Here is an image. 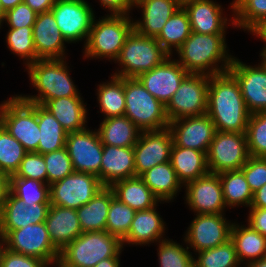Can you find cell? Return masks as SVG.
<instances>
[{
	"label": "cell",
	"mask_w": 266,
	"mask_h": 267,
	"mask_svg": "<svg viewBox=\"0 0 266 267\" xmlns=\"http://www.w3.org/2000/svg\"><path fill=\"white\" fill-rule=\"evenodd\" d=\"M206 114L216 130L246 133L250 112L238 81L229 71L209 76Z\"/></svg>",
	"instance_id": "cell-1"
},
{
	"label": "cell",
	"mask_w": 266,
	"mask_h": 267,
	"mask_svg": "<svg viewBox=\"0 0 266 267\" xmlns=\"http://www.w3.org/2000/svg\"><path fill=\"white\" fill-rule=\"evenodd\" d=\"M226 35L191 32L172 56L189 74L211 76L227 72L234 55L229 52Z\"/></svg>",
	"instance_id": "cell-2"
},
{
	"label": "cell",
	"mask_w": 266,
	"mask_h": 267,
	"mask_svg": "<svg viewBox=\"0 0 266 267\" xmlns=\"http://www.w3.org/2000/svg\"><path fill=\"white\" fill-rule=\"evenodd\" d=\"M68 58L39 59L28 65L29 85L38 92L34 95L17 94L27 103L44 105L48 100L61 97L82 96L70 74Z\"/></svg>",
	"instance_id": "cell-3"
},
{
	"label": "cell",
	"mask_w": 266,
	"mask_h": 267,
	"mask_svg": "<svg viewBox=\"0 0 266 267\" xmlns=\"http://www.w3.org/2000/svg\"><path fill=\"white\" fill-rule=\"evenodd\" d=\"M95 16L86 44L83 59H101L115 62L126 37L134 29L132 14Z\"/></svg>",
	"instance_id": "cell-4"
},
{
	"label": "cell",
	"mask_w": 266,
	"mask_h": 267,
	"mask_svg": "<svg viewBox=\"0 0 266 267\" xmlns=\"http://www.w3.org/2000/svg\"><path fill=\"white\" fill-rule=\"evenodd\" d=\"M170 55L154 37L140 35L135 29L126 37L115 64L119 67L111 75L136 78L161 64Z\"/></svg>",
	"instance_id": "cell-5"
},
{
	"label": "cell",
	"mask_w": 266,
	"mask_h": 267,
	"mask_svg": "<svg viewBox=\"0 0 266 267\" xmlns=\"http://www.w3.org/2000/svg\"><path fill=\"white\" fill-rule=\"evenodd\" d=\"M122 249V241L107 231L85 232L60 251L59 259L70 267H94Z\"/></svg>",
	"instance_id": "cell-6"
},
{
	"label": "cell",
	"mask_w": 266,
	"mask_h": 267,
	"mask_svg": "<svg viewBox=\"0 0 266 267\" xmlns=\"http://www.w3.org/2000/svg\"><path fill=\"white\" fill-rule=\"evenodd\" d=\"M125 116L142 132L168 128L165 105L151 95L138 78H124Z\"/></svg>",
	"instance_id": "cell-7"
},
{
	"label": "cell",
	"mask_w": 266,
	"mask_h": 267,
	"mask_svg": "<svg viewBox=\"0 0 266 267\" xmlns=\"http://www.w3.org/2000/svg\"><path fill=\"white\" fill-rule=\"evenodd\" d=\"M0 124L27 152L38 153L37 104L27 103L17 94L11 95L0 103Z\"/></svg>",
	"instance_id": "cell-8"
},
{
	"label": "cell",
	"mask_w": 266,
	"mask_h": 267,
	"mask_svg": "<svg viewBox=\"0 0 266 267\" xmlns=\"http://www.w3.org/2000/svg\"><path fill=\"white\" fill-rule=\"evenodd\" d=\"M209 76L188 74L165 106L169 122L206 114Z\"/></svg>",
	"instance_id": "cell-9"
},
{
	"label": "cell",
	"mask_w": 266,
	"mask_h": 267,
	"mask_svg": "<svg viewBox=\"0 0 266 267\" xmlns=\"http://www.w3.org/2000/svg\"><path fill=\"white\" fill-rule=\"evenodd\" d=\"M206 156L209 173L240 170L250 157L246 133L217 130Z\"/></svg>",
	"instance_id": "cell-10"
},
{
	"label": "cell",
	"mask_w": 266,
	"mask_h": 267,
	"mask_svg": "<svg viewBox=\"0 0 266 267\" xmlns=\"http://www.w3.org/2000/svg\"><path fill=\"white\" fill-rule=\"evenodd\" d=\"M92 3L86 0H56L51 8L62 36L69 44L87 42L96 16Z\"/></svg>",
	"instance_id": "cell-11"
},
{
	"label": "cell",
	"mask_w": 266,
	"mask_h": 267,
	"mask_svg": "<svg viewBox=\"0 0 266 267\" xmlns=\"http://www.w3.org/2000/svg\"><path fill=\"white\" fill-rule=\"evenodd\" d=\"M194 215L183 234V241L193 254L215 248L230 239L233 221L227 219L226 213Z\"/></svg>",
	"instance_id": "cell-12"
},
{
	"label": "cell",
	"mask_w": 266,
	"mask_h": 267,
	"mask_svg": "<svg viewBox=\"0 0 266 267\" xmlns=\"http://www.w3.org/2000/svg\"><path fill=\"white\" fill-rule=\"evenodd\" d=\"M104 187L97 176L74 171L50 185V205L77 210Z\"/></svg>",
	"instance_id": "cell-13"
},
{
	"label": "cell",
	"mask_w": 266,
	"mask_h": 267,
	"mask_svg": "<svg viewBox=\"0 0 266 267\" xmlns=\"http://www.w3.org/2000/svg\"><path fill=\"white\" fill-rule=\"evenodd\" d=\"M6 247L12 252L36 257L51 264L60 251L53 245L45 222L29 224L5 235Z\"/></svg>",
	"instance_id": "cell-14"
},
{
	"label": "cell",
	"mask_w": 266,
	"mask_h": 267,
	"mask_svg": "<svg viewBox=\"0 0 266 267\" xmlns=\"http://www.w3.org/2000/svg\"><path fill=\"white\" fill-rule=\"evenodd\" d=\"M237 57L228 71L236 78L250 114L266 111V63L260 57L258 64L248 65Z\"/></svg>",
	"instance_id": "cell-15"
},
{
	"label": "cell",
	"mask_w": 266,
	"mask_h": 267,
	"mask_svg": "<svg viewBox=\"0 0 266 267\" xmlns=\"http://www.w3.org/2000/svg\"><path fill=\"white\" fill-rule=\"evenodd\" d=\"M74 171L89 173L100 179L103 144L97 129L68 132L66 145Z\"/></svg>",
	"instance_id": "cell-16"
},
{
	"label": "cell",
	"mask_w": 266,
	"mask_h": 267,
	"mask_svg": "<svg viewBox=\"0 0 266 267\" xmlns=\"http://www.w3.org/2000/svg\"><path fill=\"white\" fill-rule=\"evenodd\" d=\"M184 201L194 214H221L229 210L224 202L222 183L218 174L207 175L184 185Z\"/></svg>",
	"instance_id": "cell-17"
},
{
	"label": "cell",
	"mask_w": 266,
	"mask_h": 267,
	"mask_svg": "<svg viewBox=\"0 0 266 267\" xmlns=\"http://www.w3.org/2000/svg\"><path fill=\"white\" fill-rule=\"evenodd\" d=\"M173 137L169 128L141 132L134 145L136 176L170 161Z\"/></svg>",
	"instance_id": "cell-18"
},
{
	"label": "cell",
	"mask_w": 266,
	"mask_h": 267,
	"mask_svg": "<svg viewBox=\"0 0 266 267\" xmlns=\"http://www.w3.org/2000/svg\"><path fill=\"white\" fill-rule=\"evenodd\" d=\"M229 5L227 9L232 11V15H227L225 7L216 0H197L187 4L184 9L189 16L191 31L200 34H226L229 26L234 29L233 1Z\"/></svg>",
	"instance_id": "cell-19"
},
{
	"label": "cell",
	"mask_w": 266,
	"mask_h": 267,
	"mask_svg": "<svg viewBox=\"0 0 266 267\" xmlns=\"http://www.w3.org/2000/svg\"><path fill=\"white\" fill-rule=\"evenodd\" d=\"M188 74L174 56H169L161 64L141 73L137 78L151 95L166 106Z\"/></svg>",
	"instance_id": "cell-20"
},
{
	"label": "cell",
	"mask_w": 266,
	"mask_h": 267,
	"mask_svg": "<svg viewBox=\"0 0 266 267\" xmlns=\"http://www.w3.org/2000/svg\"><path fill=\"white\" fill-rule=\"evenodd\" d=\"M168 128L175 146L196 149L206 154L217 131L207 114L174 120L169 122Z\"/></svg>",
	"instance_id": "cell-21"
},
{
	"label": "cell",
	"mask_w": 266,
	"mask_h": 267,
	"mask_svg": "<svg viewBox=\"0 0 266 267\" xmlns=\"http://www.w3.org/2000/svg\"><path fill=\"white\" fill-rule=\"evenodd\" d=\"M159 202L151 209L136 211L134 219L131 223L127 236L122 240V246L125 247L137 246L141 247L156 244L158 241L167 238L166 221L157 210ZM128 245V246H127Z\"/></svg>",
	"instance_id": "cell-22"
},
{
	"label": "cell",
	"mask_w": 266,
	"mask_h": 267,
	"mask_svg": "<svg viewBox=\"0 0 266 267\" xmlns=\"http://www.w3.org/2000/svg\"><path fill=\"white\" fill-rule=\"evenodd\" d=\"M33 41L38 59L68 58V43L62 36L52 11L37 14L33 25Z\"/></svg>",
	"instance_id": "cell-23"
},
{
	"label": "cell",
	"mask_w": 266,
	"mask_h": 267,
	"mask_svg": "<svg viewBox=\"0 0 266 267\" xmlns=\"http://www.w3.org/2000/svg\"><path fill=\"white\" fill-rule=\"evenodd\" d=\"M49 207L50 203H33L27 206L9 190L0 214V230L6 235L11 230L45 222Z\"/></svg>",
	"instance_id": "cell-24"
},
{
	"label": "cell",
	"mask_w": 266,
	"mask_h": 267,
	"mask_svg": "<svg viewBox=\"0 0 266 267\" xmlns=\"http://www.w3.org/2000/svg\"><path fill=\"white\" fill-rule=\"evenodd\" d=\"M135 8L141 17L133 19L134 29L140 35L156 38L179 6L174 0H134Z\"/></svg>",
	"instance_id": "cell-25"
},
{
	"label": "cell",
	"mask_w": 266,
	"mask_h": 267,
	"mask_svg": "<svg viewBox=\"0 0 266 267\" xmlns=\"http://www.w3.org/2000/svg\"><path fill=\"white\" fill-rule=\"evenodd\" d=\"M136 176L133 147L103 145L100 181L110 187L114 182Z\"/></svg>",
	"instance_id": "cell-26"
},
{
	"label": "cell",
	"mask_w": 266,
	"mask_h": 267,
	"mask_svg": "<svg viewBox=\"0 0 266 267\" xmlns=\"http://www.w3.org/2000/svg\"><path fill=\"white\" fill-rule=\"evenodd\" d=\"M45 224L53 245L61 251L83 232L75 209L50 205Z\"/></svg>",
	"instance_id": "cell-27"
},
{
	"label": "cell",
	"mask_w": 266,
	"mask_h": 267,
	"mask_svg": "<svg viewBox=\"0 0 266 267\" xmlns=\"http://www.w3.org/2000/svg\"><path fill=\"white\" fill-rule=\"evenodd\" d=\"M83 96L61 97L48 100L43 106L59 121L67 132L86 129L88 126L87 102Z\"/></svg>",
	"instance_id": "cell-28"
},
{
	"label": "cell",
	"mask_w": 266,
	"mask_h": 267,
	"mask_svg": "<svg viewBox=\"0 0 266 267\" xmlns=\"http://www.w3.org/2000/svg\"><path fill=\"white\" fill-rule=\"evenodd\" d=\"M230 239L235 245L241 265L266 257V237L246 225L244 221L240 223L233 221Z\"/></svg>",
	"instance_id": "cell-29"
},
{
	"label": "cell",
	"mask_w": 266,
	"mask_h": 267,
	"mask_svg": "<svg viewBox=\"0 0 266 267\" xmlns=\"http://www.w3.org/2000/svg\"><path fill=\"white\" fill-rule=\"evenodd\" d=\"M139 177L160 202H174L184 187L170 161L152 167Z\"/></svg>",
	"instance_id": "cell-30"
},
{
	"label": "cell",
	"mask_w": 266,
	"mask_h": 267,
	"mask_svg": "<svg viewBox=\"0 0 266 267\" xmlns=\"http://www.w3.org/2000/svg\"><path fill=\"white\" fill-rule=\"evenodd\" d=\"M170 162L183 186L209 173L206 153L196 149L173 144Z\"/></svg>",
	"instance_id": "cell-31"
},
{
	"label": "cell",
	"mask_w": 266,
	"mask_h": 267,
	"mask_svg": "<svg viewBox=\"0 0 266 267\" xmlns=\"http://www.w3.org/2000/svg\"><path fill=\"white\" fill-rule=\"evenodd\" d=\"M114 196L113 190L105 186L88 203L76 210L83 233L105 231L110 202Z\"/></svg>",
	"instance_id": "cell-32"
},
{
	"label": "cell",
	"mask_w": 266,
	"mask_h": 267,
	"mask_svg": "<svg viewBox=\"0 0 266 267\" xmlns=\"http://www.w3.org/2000/svg\"><path fill=\"white\" fill-rule=\"evenodd\" d=\"M97 129L103 145L134 147L141 130L125 115L101 119Z\"/></svg>",
	"instance_id": "cell-33"
},
{
	"label": "cell",
	"mask_w": 266,
	"mask_h": 267,
	"mask_svg": "<svg viewBox=\"0 0 266 267\" xmlns=\"http://www.w3.org/2000/svg\"><path fill=\"white\" fill-rule=\"evenodd\" d=\"M110 188L116 198L135 211L151 209L160 202L139 176L118 180Z\"/></svg>",
	"instance_id": "cell-34"
},
{
	"label": "cell",
	"mask_w": 266,
	"mask_h": 267,
	"mask_svg": "<svg viewBox=\"0 0 266 267\" xmlns=\"http://www.w3.org/2000/svg\"><path fill=\"white\" fill-rule=\"evenodd\" d=\"M97 104L103 119L125 114L124 78L111 75L95 89Z\"/></svg>",
	"instance_id": "cell-35"
},
{
	"label": "cell",
	"mask_w": 266,
	"mask_h": 267,
	"mask_svg": "<svg viewBox=\"0 0 266 267\" xmlns=\"http://www.w3.org/2000/svg\"><path fill=\"white\" fill-rule=\"evenodd\" d=\"M37 122L40 130L38 153L60 150L66 145L67 131L43 105L37 104Z\"/></svg>",
	"instance_id": "cell-36"
},
{
	"label": "cell",
	"mask_w": 266,
	"mask_h": 267,
	"mask_svg": "<svg viewBox=\"0 0 266 267\" xmlns=\"http://www.w3.org/2000/svg\"><path fill=\"white\" fill-rule=\"evenodd\" d=\"M191 32L188 13L184 8L179 7L167 20L156 40L172 56L190 36Z\"/></svg>",
	"instance_id": "cell-37"
},
{
	"label": "cell",
	"mask_w": 266,
	"mask_h": 267,
	"mask_svg": "<svg viewBox=\"0 0 266 267\" xmlns=\"http://www.w3.org/2000/svg\"><path fill=\"white\" fill-rule=\"evenodd\" d=\"M222 183L224 202L229 209L250 208L253 192L241 170L225 171L218 174Z\"/></svg>",
	"instance_id": "cell-38"
},
{
	"label": "cell",
	"mask_w": 266,
	"mask_h": 267,
	"mask_svg": "<svg viewBox=\"0 0 266 267\" xmlns=\"http://www.w3.org/2000/svg\"><path fill=\"white\" fill-rule=\"evenodd\" d=\"M235 29L251 33L266 19V0H233Z\"/></svg>",
	"instance_id": "cell-39"
},
{
	"label": "cell",
	"mask_w": 266,
	"mask_h": 267,
	"mask_svg": "<svg viewBox=\"0 0 266 267\" xmlns=\"http://www.w3.org/2000/svg\"><path fill=\"white\" fill-rule=\"evenodd\" d=\"M185 241L178 243L169 237L156 243L159 267H194V254L185 247Z\"/></svg>",
	"instance_id": "cell-40"
},
{
	"label": "cell",
	"mask_w": 266,
	"mask_h": 267,
	"mask_svg": "<svg viewBox=\"0 0 266 267\" xmlns=\"http://www.w3.org/2000/svg\"><path fill=\"white\" fill-rule=\"evenodd\" d=\"M5 42L11 54L22 59L25 68L39 60L33 41V27L8 28Z\"/></svg>",
	"instance_id": "cell-41"
},
{
	"label": "cell",
	"mask_w": 266,
	"mask_h": 267,
	"mask_svg": "<svg viewBox=\"0 0 266 267\" xmlns=\"http://www.w3.org/2000/svg\"><path fill=\"white\" fill-rule=\"evenodd\" d=\"M195 267H243L231 239L211 249L194 254Z\"/></svg>",
	"instance_id": "cell-42"
},
{
	"label": "cell",
	"mask_w": 266,
	"mask_h": 267,
	"mask_svg": "<svg viewBox=\"0 0 266 267\" xmlns=\"http://www.w3.org/2000/svg\"><path fill=\"white\" fill-rule=\"evenodd\" d=\"M9 190L27 206L33 203H50V185L38 180L12 175Z\"/></svg>",
	"instance_id": "cell-43"
},
{
	"label": "cell",
	"mask_w": 266,
	"mask_h": 267,
	"mask_svg": "<svg viewBox=\"0 0 266 267\" xmlns=\"http://www.w3.org/2000/svg\"><path fill=\"white\" fill-rule=\"evenodd\" d=\"M27 151L0 124V171L9 177L18 171Z\"/></svg>",
	"instance_id": "cell-44"
},
{
	"label": "cell",
	"mask_w": 266,
	"mask_h": 267,
	"mask_svg": "<svg viewBox=\"0 0 266 267\" xmlns=\"http://www.w3.org/2000/svg\"><path fill=\"white\" fill-rule=\"evenodd\" d=\"M135 213L134 209L114 196L110 202L105 231L122 241L129 232Z\"/></svg>",
	"instance_id": "cell-45"
},
{
	"label": "cell",
	"mask_w": 266,
	"mask_h": 267,
	"mask_svg": "<svg viewBox=\"0 0 266 267\" xmlns=\"http://www.w3.org/2000/svg\"><path fill=\"white\" fill-rule=\"evenodd\" d=\"M246 137L250 156L266 157V111L250 114Z\"/></svg>",
	"instance_id": "cell-46"
},
{
	"label": "cell",
	"mask_w": 266,
	"mask_h": 267,
	"mask_svg": "<svg viewBox=\"0 0 266 267\" xmlns=\"http://www.w3.org/2000/svg\"><path fill=\"white\" fill-rule=\"evenodd\" d=\"M48 175V185L62 180L74 172L67 148L43 154Z\"/></svg>",
	"instance_id": "cell-47"
},
{
	"label": "cell",
	"mask_w": 266,
	"mask_h": 267,
	"mask_svg": "<svg viewBox=\"0 0 266 267\" xmlns=\"http://www.w3.org/2000/svg\"><path fill=\"white\" fill-rule=\"evenodd\" d=\"M15 176L18 178L34 179L48 184V175L43 154L27 152Z\"/></svg>",
	"instance_id": "cell-48"
},
{
	"label": "cell",
	"mask_w": 266,
	"mask_h": 267,
	"mask_svg": "<svg viewBox=\"0 0 266 267\" xmlns=\"http://www.w3.org/2000/svg\"><path fill=\"white\" fill-rule=\"evenodd\" d=\"M240 170L253 193L266 184V157L250 156Z\"/></svg>",
	"instance_id": "cell-49"
},
{
	"label": "cell",
	"mask_w": 266,
	"mask_h": 267,
	"mask_svg": "<svg viewBox=\"0 0 266 267\" xmlns=\"http://www.w3.org/2000/svg\"><path fill=\"white\" fill-rule=\"evenodd\" d=\"M36 17L37 13L22 2L6 12L2 23H6L8 28L33 27Z\"/></svg>",
	"instance_id": "cell-50"
},
{
	"label": "cell",
	"mask_w": 266,
	"mask_h": 267,
	"mask_svg": "<svg viewBox=\"0 0 266 267\" xmlns=\"http://www.w3.org/2000/svg\"><path fill=\"white\" fill-rule=\"evenodd\" d=\"M0 267H49V264L42 259L6 249Z\"/></svg>",
	"instance_id": "cell-51"
},
{
	"label": "cell",
	"mask_w": 266,
	"mask_h": 267,
	"mask_svg": "<svg viewBox=\"0 0 266 267\" xmlns=\"http://www.w3.org/2000/svg\"><path fill=\"white\" fill-rule=\"evenodd\" d=\"M102 10L109 15L132 14L134 10V0H98Z\"/></svg>",
	"instance_id": "cell-52"
},
{
	"label": "cell",
	"mask_w": 266,
	"mask_h": 267,
	"mask_svg": "<svg viewBox=\"0 0 266 267\" xmlns=\"http://www.w3.org/2000/svg\"><path fill=\"white\" fill-rule=\"evenodd\" d=\"M246 224L266 237V208H249Z\"/></svg>",
	"instance_id": "cell-53"
},
{
	"label": "cell",
	"mask_w": 266,
	"mask_h": 267,
	"mask_svg": "<svg viewBox=\"0 0 266 267\" xmlns=\"http://www.w3.org/2000/svg\"><path fill=\"white\" fill-rule=\"evenodd\" d=\"M24 2L37 14L51 11L56 0H24Z\"/></svg>",
	"instance_id": "cell-54"
},
{
	"label": "cell",
	"mask_w": 266,
	"mask_h": 267,
	"mask_svg": "<svg viewBox=\"0 0 266 267\" xmlns=\"http://www.w3.org/2000/svg\"><path fill=\"white\" fill-rule=\"evenodd\" d=\"M10 187V177L0 171V214L5 203Z\"/></svg>",
	"instance_id": "cell-55"
},
{
	"label": "cell",
	"mask_w": 266,
	"mask_h": 267,
	"mask_svg": "<svg viewBox=\"0 0 266 267\" xmlns=\"http://www.w3.org/2000/svg\"><path fill=\"white\" fill-rule=\"evenodd\" d=\"M250 208H266V184L253 193Z\"/></svg>",
	"instance_id": "cell-56"
},
{
	"label": "cell",
	"mask_w": 266,
	"mask_h": 267,
	"mask_svg": "<svg viewBox=\"0 0 266 267\" xmlns=\"http://www.w3.org/2000/svg\"><path fill=\"white\" fill-rule=\"evenodd\" d=\"M123 251H124V248L115 257L103 259L98 264H96L94 267H120L121 266L120 255H122Z\"/></svg>",
	"instance_id": "cell-57"
},
{
	"label": "cell",
	"mask_w": 266,
	"mask_h": 267,
	"mask_svg": "<svg viewBox=\"0 0 266 267\" xmlns=\"http://www.w3.org/2000/svg\"><path fill=\"white\" fill-rule=\"evenodd\" d=\"M250 34L265 43L263 44L264 47H262L261 50H266V19L259 26H257Z\"/></svg>",
	"instance_id": "cell-58"
},
{
	"label": "cell",
	"mask_w": 266,
	"mask_h": 267,
	"mask_svg": "<svg viewBox=\"0 0 266 267\" xmlns=\"http://www.w3.org/2000/svg\"><path fill=\"white\" fill-rule=\"evenodd\" d=\"M4 10L7 12L10 9H13L16 7L18 4L24 2V0H0Z\"/></svg>",
	"instance_id": "cell-59"
},
{
	"label": "cell",
	"mask_w": 266,
	"mask_h": 267,
	"mask_svg": "<svg viewBox=\"0 0 266 267\" xmlns=\"http://www.w3.org/2000/svg\"><path fill=\"white\" fill-rule=\"evenodd\" d=\"M6 249L7 247H6L5 235L0 230V265H1L2 258H3L4 252L6 251Z\"/></svg>",
	"instance_id": "cell-60"
},
{
	"label": "cell",
	"mask_w": 266,
	"mask_h": 267,
	"mask_svg": "<svg viewBox=\"0 0 266 267\" xmlns=\"http://www.w3.org/2000/svg\"><path fill=\"white\" fill-rule=\"evenodd\" d=\"M243 267H266V257H264L260 260L248 263V264L244 265Z\"/></svg>",
	"instance_id": "cell-61"
},
{
	"label": "cell",
	"mask_w": 266,
	"mask_h": 267,
	"mask_svg": "<svg viewBox=\"0 0 266 267\" xmlns=\"http://www.w3.org/2000/svg\"><path fill=\"white\" fill-rule=\"evenodd\" d=\"M70 267L63 263L59 258L54 260L51 264H49V267Z\"/></svg>",
	"instance_id": "cell-62"
},
{
	"label": "cell",
	"mask_w": 266,
	"mask_h": 267,
	"mask_svg": "<svg viewBox=\"0 0 266 267\" xmlns=\"http://www.w3.org/2000/svg\"><path fill=\"white\" fill-rule=\"evenodd\" d=\"M174 1L179 7L184 8L187 4L193 3L194 1L197 0H174Z\"/></svg>",
	"instance_id": "cell-63"
},
{
	"label": "cell",
	"mask_w": 266,
	"mask_h": 267,
	"mask_svg": "<svg viewBox=\"0 0 266 267\" xmlns=\"http://www.w3.org/2000/svg\"><path fill=\"white\" fill-rule=\"evenodd\" d=\"M6 15V11L4 10V7L0 1V17L3 19Z\"/></svg>",
	"instance_id": "cell-64"
},
{
	"label": "cell",
	"mask_w": 266,
	"mask_h": 267,
	"mask_svg": "<svg viewBox=\"0 0 266 267\" xmlns=\"http://www.w3.org/2000/svg\"><path fill=\"white\" fill-rule=\"evenodd\" d=\"M259 57H261L266 63V50H260Z\"/></svg>",
	"instance_id": "cell-65"
},
{
	"label": "cell",
	"mask_w": 266,
	"mask_h": 267,
	"mask_svg": "<svg viewBox=\"0 0 266 267\" xmlns=\"http://www.w3.org/2000/svg\"><path fill=\"white\" fill-rule=\"evenodd\" d=\"M2 18L0 17V29L3 27Z\"/></svg>",
	"instance_id": "cell-66"
}]
</instances>
